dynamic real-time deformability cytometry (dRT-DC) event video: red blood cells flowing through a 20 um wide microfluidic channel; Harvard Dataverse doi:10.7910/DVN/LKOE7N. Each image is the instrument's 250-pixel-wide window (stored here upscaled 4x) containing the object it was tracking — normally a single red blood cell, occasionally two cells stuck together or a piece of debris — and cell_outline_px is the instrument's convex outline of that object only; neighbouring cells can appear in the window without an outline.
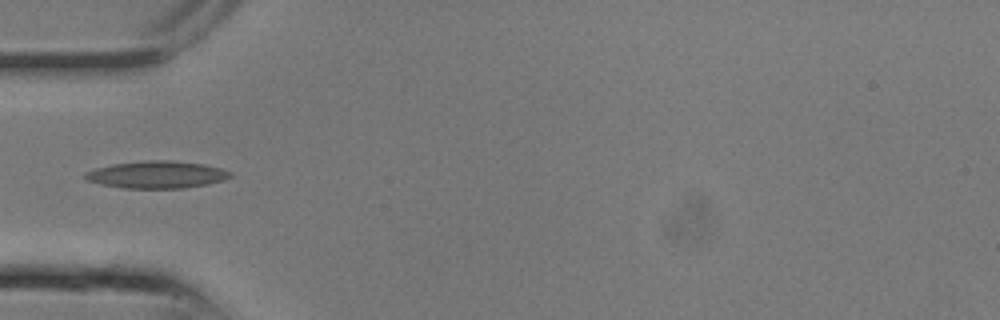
{"species": "common noctule bat (a hibernating species)", "species_latin": "Nyctalus noctula", "temperature_condition": "room temperature", "stored_images_in_passage": 7, "camera_frame_rate_fps": 3000, "um_per_image_px": 0.085, "animal": {"sex": "male", "body_mass_g": 13.3}, "frame": {"image": 1, "passage_image": 2, "time_ms": 0.333, "image_size_px": [1000, 320], "cell_outline_px": [[232, 176], [224, 180], [208, 184], [184, 188], [120, 188], [84, 180], [84, 172], [96, 168], [112, 164], [148, 160], [172, 160], [204, 164], [220, 168], [232, 172]], "centroid_in_image_um": [13.32, 14.84], "position_along_channel_um": 71.7, "area_um2": 23.18}}
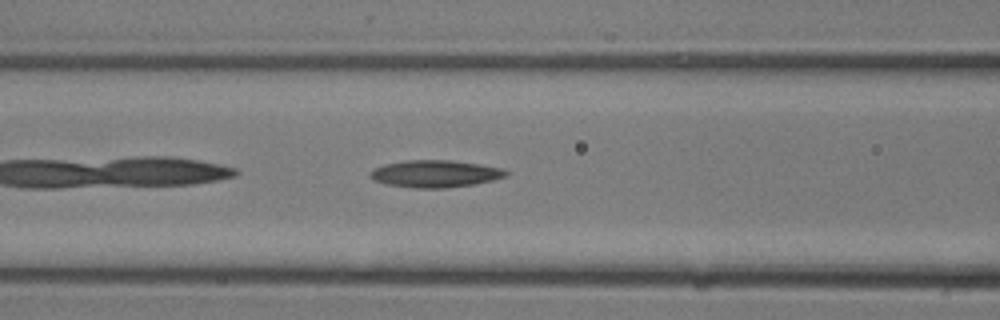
{"frame": {"image": 2, "passage_image": 4, "time_ms": 1.0, "image_size_px": [1000, 320], "cell_outline_px": [[508, 176], [492, 180], [472, 184], [444, 188], [416, 188], [384, 184], [368, 176], [368, 172], [372, 168], [384, 164], [404, 160], [448, 160], [476, 164], [500, 168], [508, 172]], "centroid_in_image_um": [36.91, 14.77], "position_along_channel_um": 129.7, "area_um2": 21.39}}
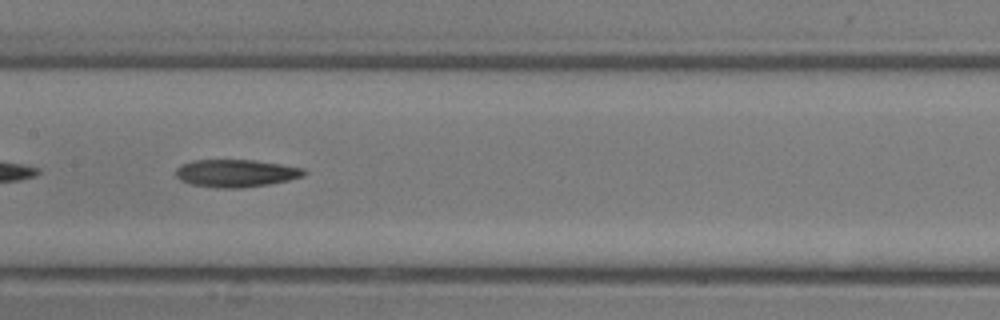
{"frame": {"image": 3, "passage_image": 6, "time_ms": 1.667, "image_size_px": [1000, 320], "cell_outline_px": [[308, 172], [304, 176], [288, 180], [268, 184], [240, 188], [220, 188], [192, 184], [180, 180], [176, 176], [176, 168], [192, 160], [256, 160], [304, 168]], "centroid_in_image_um": [20.08, 14.72], "position_along_channel_um": 187.3, "area_um2": 20.52}}